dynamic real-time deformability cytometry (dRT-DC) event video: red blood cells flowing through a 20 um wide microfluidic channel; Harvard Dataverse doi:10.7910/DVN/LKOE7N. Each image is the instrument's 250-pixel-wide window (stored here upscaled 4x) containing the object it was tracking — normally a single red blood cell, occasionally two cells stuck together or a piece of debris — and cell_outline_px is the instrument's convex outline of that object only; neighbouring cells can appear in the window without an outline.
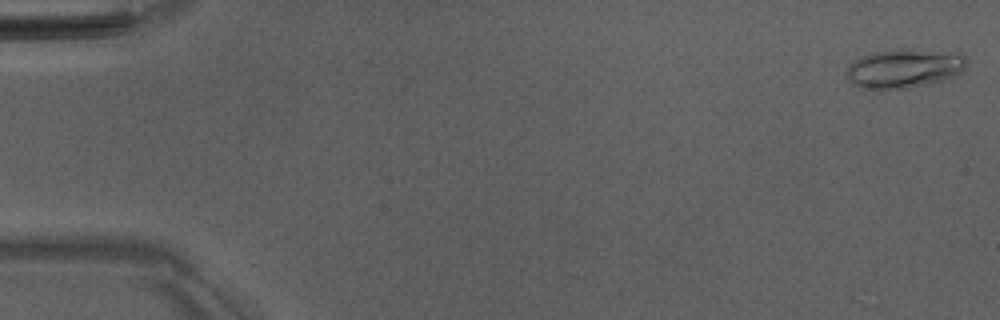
{"species": "Egyptian fruit bat (a non-hibernating species)", "species_latin": "Rousettus aegyptiacus", "temperature_condition": "room temperature", "stored_images_in_passage": 52, "camera_frame_rate_fps": 3000, "um_per_image_px": 0.085, "animal": {"sex": "male"}, "frame": {"image": 1, "passage_image": 1, "time_ms": 0.0, "image_size_px": [1000, 320], "cell_outline_px": [[968, 64], [960, 72], [944, 80], [932, 84], [904, 88], [860, 88], [852, 84], [848, 80], [848, 64], [872, 52], [900, 48], [908, 48], [964, 52], [968, 60]], "centroid_in_image_um": [76.94, 5.78], "position_along_channel_um": 8.1, "area_um2": 27.74}}
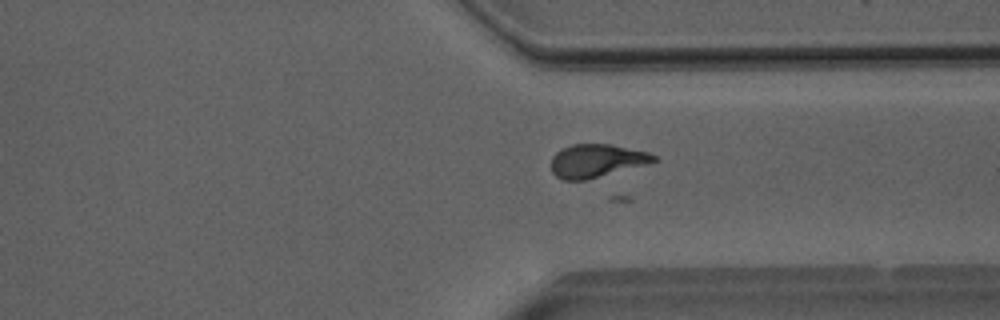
{"frame": {"image": 2, "passage_image": 39, "time_ms": 12.667, "image_size_px": [1000, 320], "cell_outline_px": [[660, 160], [648, 164], [584, 180], [564, 180], [556, 176], [552, 172], [552, 156], [556, 152], [572, 144], [608, 144], [648, 152], [656, 156]], "centroid_in_image_um": [50.72, 13.66], "position_along_channel_um": 360.7, "area_um2": 19.65}}